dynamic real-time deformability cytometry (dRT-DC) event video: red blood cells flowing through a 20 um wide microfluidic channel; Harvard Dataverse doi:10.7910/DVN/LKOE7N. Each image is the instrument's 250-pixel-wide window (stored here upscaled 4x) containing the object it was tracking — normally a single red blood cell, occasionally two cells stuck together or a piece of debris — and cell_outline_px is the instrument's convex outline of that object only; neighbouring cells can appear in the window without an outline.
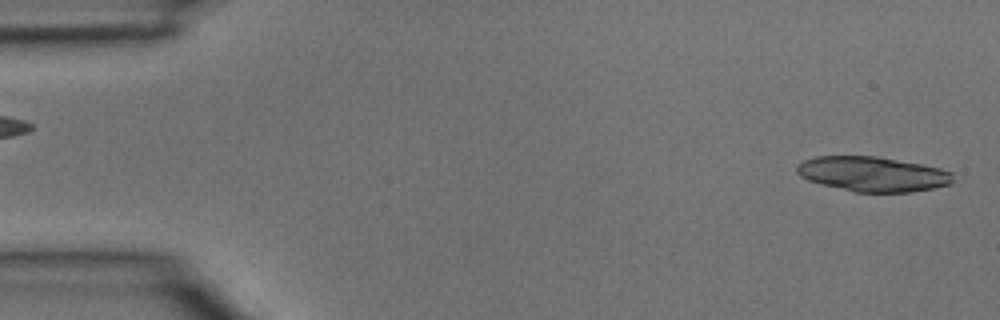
{"species": "common noctule bat (a hibernating species)", "species_latin": "Nyctalus noctula", "temperature_condition": "room temperature", "stored_images_in_passage": 4, "segment_of_instrument_passage": [2, 2], "camera_frame_rate_fps": 3000, "um_per_image_px": 0.085, "animal": {"sex": "male", "body_mass_g": 15.6}, "frame": {"image": 1, "passage_image": 4, "time_ms": 1.0, "image_size_px": [1000, 320], "cell_outline_px": [[952, 184], [912, 192], [856, 192], [820, 184], [808, 180], [800, 176], [796, 172], [796, 164], [804, 160], [816, 156], [876, 156], [920, 164], [940, 168], [952, 172]], "centroid_in_image_um": [74.14, 14.79], "position_along_channel_um": 10.9, "area_um2": 31.73}}